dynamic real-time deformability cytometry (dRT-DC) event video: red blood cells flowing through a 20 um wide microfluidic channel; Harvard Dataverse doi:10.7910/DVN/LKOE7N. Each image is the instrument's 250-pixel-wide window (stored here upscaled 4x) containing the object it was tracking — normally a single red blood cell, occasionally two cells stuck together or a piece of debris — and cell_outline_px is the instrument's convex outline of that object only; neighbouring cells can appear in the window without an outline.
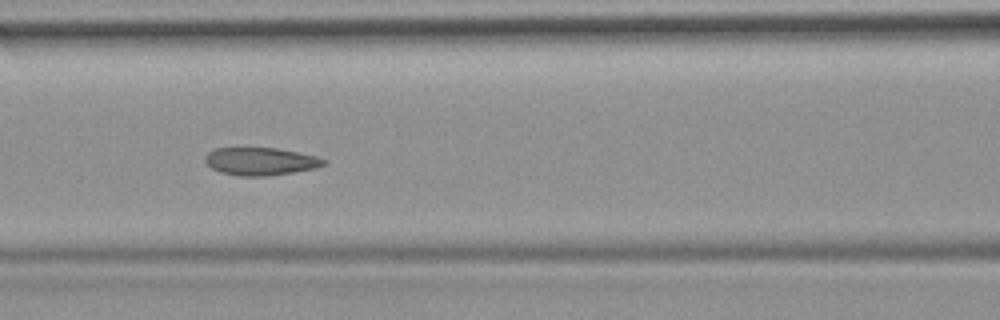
{"species": "common noctule bat (a hibernating species)", "species_latin": "Nyctalus noctula", "temperature_condition": "room temperature", "stored_images_in_passage": 54, "camera_frame_rate_fps": 3000, "um_per_image_px": 0.085, "animal": {"sex": "female", "body_mass_g": 19.9}, "frame": {"image": 1, "passage_image": 24, "time_ms": 7.667, "image_size_px": [1000, 320], "cell_outline_px": [[328, 160], [324, 164], [316, 168], [268, 176], [240, 176], [220, 172], [212, 168], [204, 160], [204, 156], [208, 152], [216, 148], [276, 148], [316, 156]], "centroid_in_image_um": [22.13, 13.72], "position_along_channel_um": 144.5, "area_um2": 19.07}, "authors_computed_cell_mechanics": {"area_um2": 20.1144, "velocity_mm_per_s": 3.7591, "shape_relaxation_time_tau1_ms": 7.7743, "shape_relaxation_time_tau2_ms": 1.4788, "deformation_change_tau1": 0.1296, "deformation_change_tau2": 0.0674}}